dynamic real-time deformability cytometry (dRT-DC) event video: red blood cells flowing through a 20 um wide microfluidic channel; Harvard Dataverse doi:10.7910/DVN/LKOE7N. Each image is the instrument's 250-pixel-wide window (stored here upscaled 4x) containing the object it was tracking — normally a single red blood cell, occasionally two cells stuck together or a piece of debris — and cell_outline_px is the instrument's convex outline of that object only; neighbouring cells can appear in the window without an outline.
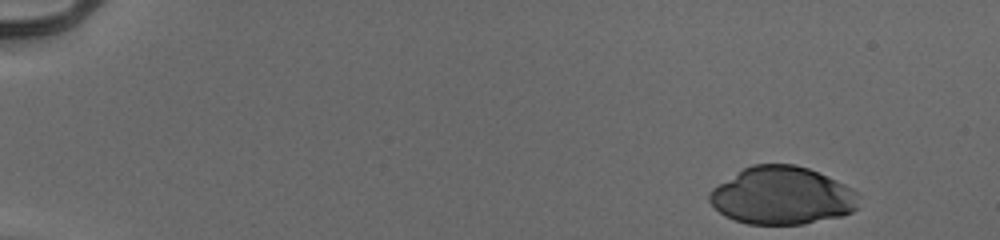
{"species": "human", "species_latin": "Homo sapiens", "temperature_condition": "cold", "stored_images_in_passage": 49, "camera_frame_rate_fps": 3000, "um_per_image_px": 0.085, "donor": {"sex": "male"}, "frame": {"image": 1, "passage_image": 1, "time_ms": 0.0, "image_size_px": [1000, 240], "cell_outline_px": [[860, 208], [852, 212], [840, 216], [804, 224], [748, 224], [724, 216], [708, 200], [708, 192], [712, 188], [744, 168], [752, 164], [796, 164], [808, 168], [836, 180], [844, 184], [856, 192]], "centroid_in_image_um": [66.47, 16.63], "position_along_channel_um": 18.5, "area_um2": 50.17}}
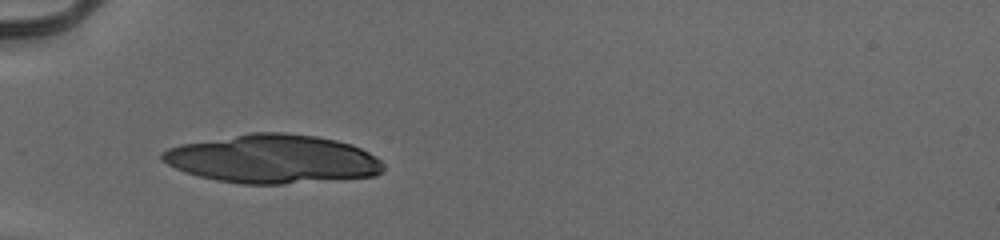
{"frame": {"image": 2, "passage_image": 15, "time_ms": 4.667, "image_size_px": [1000, 240], "cell_outline_px": [[384, 168], [376, 176], [284, 184], [240, 184], [216, 180], [184, 172], [160, 160], [160, 152], [168, 148], [180, 144], [252, 132], [284, 132], [316, 136], [336, 140], [352, 144], [376, 156], [384, 164]], "centroid_in_image_um": [23.16, 13.51], "position_along_channel_um": 61.8, "area_um2": 62.89}}
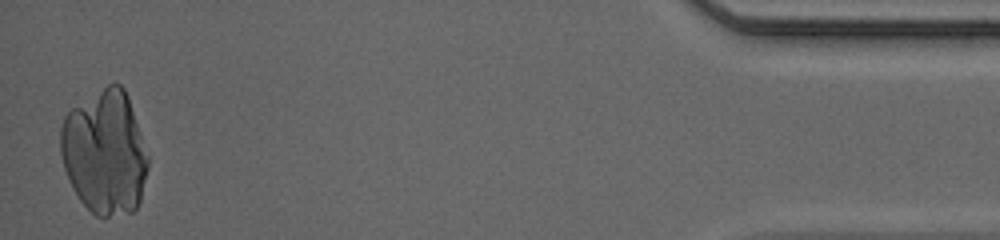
{"frame": {"image": 3, "passage_image": 49, "time_ms": 16.0, "image_size_px": [1000, 240], "cell_outline_px": [[148, 168], [140, 200], [136, 208], [132, 212], [108, 216], [96, 216], [80, 200], [72, 188], [64, 168], [60, 152], [60, 128], [64, 116], [72, 108], [108, 84], [120, 84], [124, 88], [128, 96], [148, 156]], "centroid_in_image_um": [8.9, 12.96], "position_along_channel_um": 426.3, "area_um2": 63.0}}